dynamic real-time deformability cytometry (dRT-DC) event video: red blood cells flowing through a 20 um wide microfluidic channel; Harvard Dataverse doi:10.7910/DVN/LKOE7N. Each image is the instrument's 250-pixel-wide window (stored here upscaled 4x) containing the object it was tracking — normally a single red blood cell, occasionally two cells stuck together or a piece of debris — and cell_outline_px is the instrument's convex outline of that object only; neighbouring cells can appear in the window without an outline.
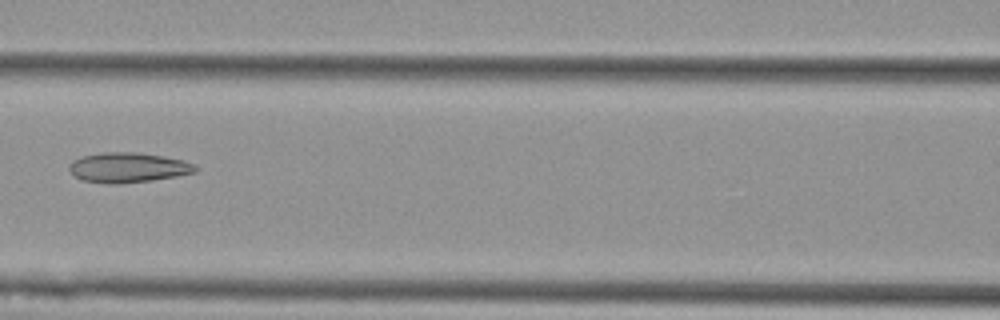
{"species": "Egyptian fruit bat (a non-hibernating species)", "species_latin": "Rousettus aegyptiacus", "temperature_condition": "cold", "stored_images_in_passage": 7, "camera_frame_rate_fps": 3000, "um_per_image_px": 0.085, "animal": {"sex": "female"}, "frame": {"image": 1, "passage_image": 6, "time_ms": 1.667, "image_size_px": [1000, 320], "cell_outline_px": [[200, 168], [196, 172], [176, 176], [152, 180], [120, 184], [108, 184], [80, 180], [68, 168], [68, 164], [72, 160], [80, 156], [100, 152], [140, 152], [164, 156], [184, 160], [196, 164]], "centroid_in_image_um": [10.89, 14.23], "position_along_channel_um": 155.7, "area_um2": 22.48}}